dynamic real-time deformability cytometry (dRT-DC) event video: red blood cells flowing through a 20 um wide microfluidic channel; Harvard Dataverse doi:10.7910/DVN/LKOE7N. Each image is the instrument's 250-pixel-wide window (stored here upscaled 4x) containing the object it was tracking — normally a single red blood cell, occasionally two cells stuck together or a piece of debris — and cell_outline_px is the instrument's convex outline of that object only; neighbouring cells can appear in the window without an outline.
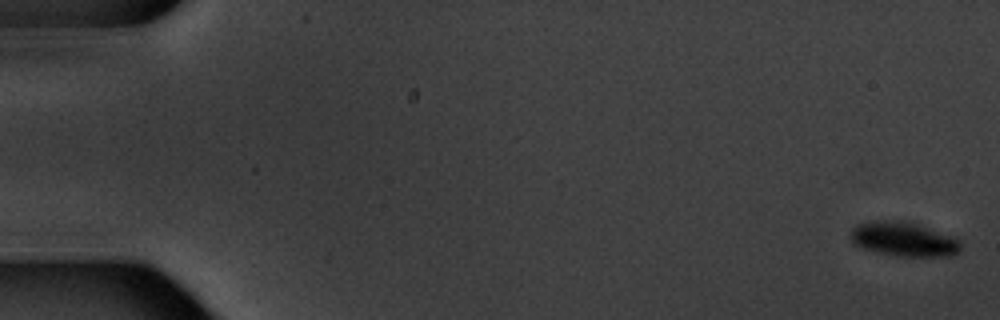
{"species": "common noctule bat (a hibernating species)", "species_latin": "Nyctalus noctula", "temperature_condition": "warm", "stored_images_in_passage": 5, "camera_frame_rate_fps": 3000, "um_per_image_px": 0.085, "animal": {"sex": "male", "body_mass_g": 20.1, "forearm_length_mm": 53.5}, "frame": {"image": 1, "passage_image": 1, "time_ms": 0.0, "image_size_px": [1000, 320], "cell_outline_px": [[960, 248], [952, 256], [900, 256], [880, 252], [864, 248], [852, 244], [852, 228], [856, 224], [876, 220], [912, 220], [952, 236], [960, 240]], "centroid_in_image_um": [76.83, 20.29], "position_along_channel_um": 8.2, "area_um2": 22.2}}
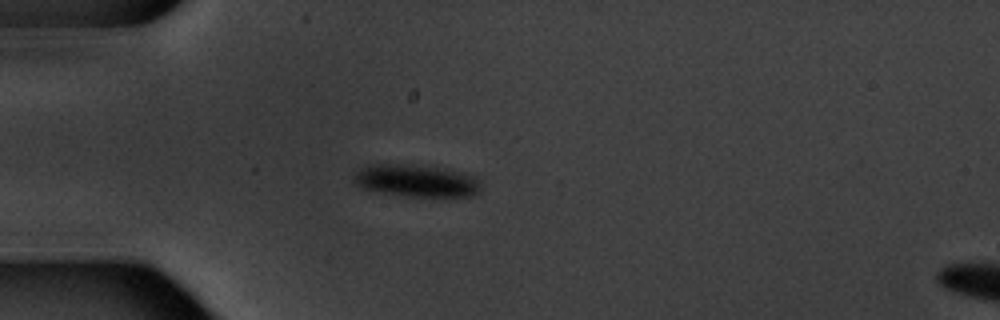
{"frame": {"image": 2, "passage_image": 5, "time_ms": 5.333, "image_size_px": [1000, 320], "cell_outline_px": [[480, 192], [472, 196], [404, 196], [364, 188], [356, 184], [352, 180], [352, 176], [360, 168], [372, 164], [412, 164], [444, 168], [464, 172], [476, 176], [480, 180]], "centroid_in_image_um": [35.42, 15.34], "position_along_channel_um": 49.6, "area_um2": 24.1}}